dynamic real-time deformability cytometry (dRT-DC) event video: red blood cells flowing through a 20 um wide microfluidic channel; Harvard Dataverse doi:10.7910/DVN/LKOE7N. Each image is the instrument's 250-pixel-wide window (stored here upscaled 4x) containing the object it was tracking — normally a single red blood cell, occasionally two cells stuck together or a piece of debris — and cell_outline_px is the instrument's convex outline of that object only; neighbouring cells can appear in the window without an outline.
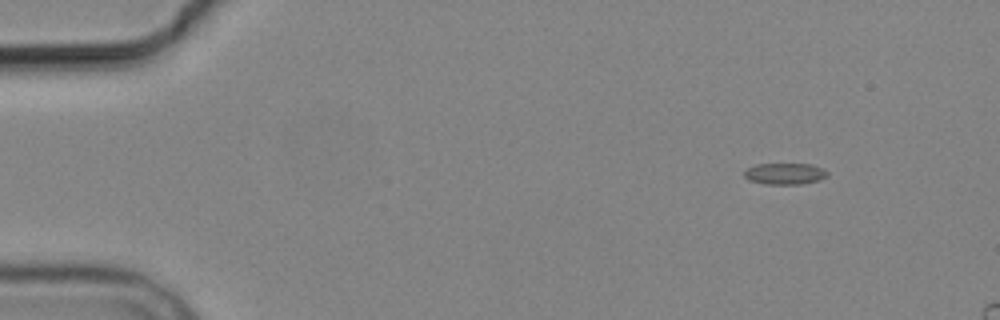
{"species": "common noctule bat (a hibernating species)", "species_latin": "Nyctalus noctula", "temperature_condition": "cold", "stored_images_in_passage": 4, "segment_of_instrument_passage": [1, 2], "camera_frame_rate_fps": 3000, "um_per_image_px": 0.085, "animal": {"sex": "male", "body_mass_g": 19.2, "forearm_length_mm": 51.8}, "frame": {"image": 1, "passage_image": 1, "time_ms": 0.0, "image_size_px": [1000, 320], "cell_outline_px": [[828, 176], [820, 180], [800, 184], [764, 184], [748, 180], [744, 176], [744, 172], [748, 168], [756, 164], [812, 164], [828, 172]], "centroid_in_image_um": [66.71, 14.77], "position_along_channel_um": 18.3, "area_um2": 10.35}}